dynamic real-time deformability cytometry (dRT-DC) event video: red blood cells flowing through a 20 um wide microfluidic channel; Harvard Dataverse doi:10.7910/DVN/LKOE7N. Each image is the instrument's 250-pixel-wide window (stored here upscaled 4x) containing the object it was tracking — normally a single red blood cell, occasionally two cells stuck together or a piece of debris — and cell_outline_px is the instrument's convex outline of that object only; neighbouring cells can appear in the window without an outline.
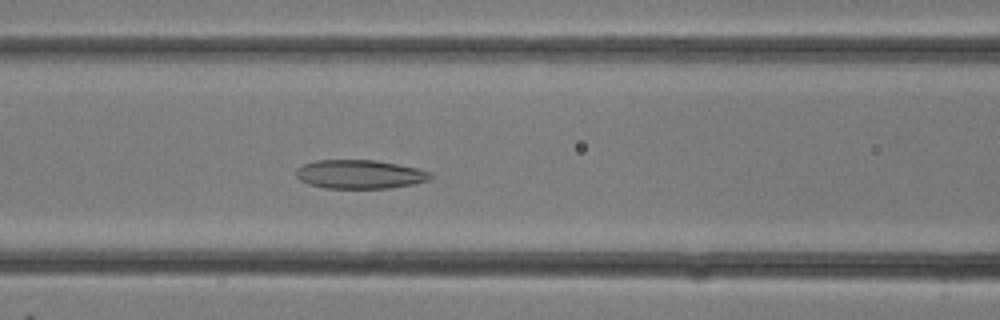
{"species": "common noctule bat (a hibernating species)", "species_latin": "Nyctalus noctula", "temperature_condition": "room temperature", "stored_images_in_passage": 8, "camera_frame_rate_fps": 3000, "um_per_image_px": 0.085, "animal": {"sex": "female"}, "frame": {"image": 1, "passage_image": 6, "time_ms": 1.667, "image_size_px": [1000, 320], "cell_outline_px": [[432, 176], [428, 180], [412, 184], [388, 188], [324, 188], [308, 184], [300, 180], [296, 176], [296, 168], [304, 164], [316, 160], [376, 160], [416, 168], [432, 172]], "centroid_in_image_um": [30.55, 14.81], "position_along_channel_um": 136.1, "area_um2": 22.48}}
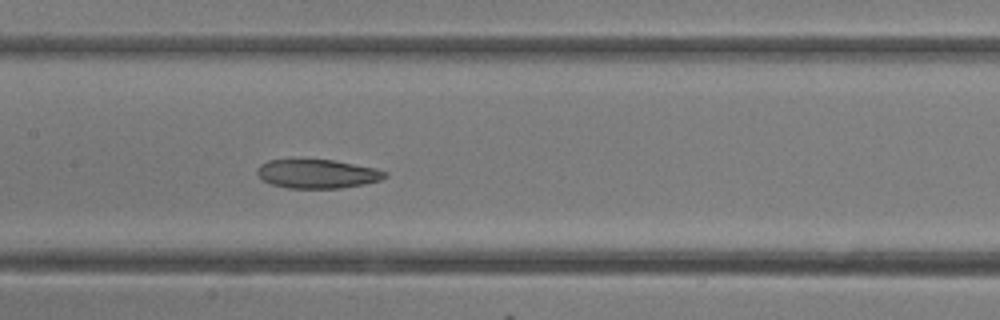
{"frame": {"image": 2, "passage_image": 8, "time_ms": 2.333, "image_size_px": [1000, 320], "cell_outline_px": [[388, 176], [380, 180], [364, 184], [340, 188], [288, 188], [272, 184], [264, 180], [256, 172], [256, 168], [260, 164], [268, 160], [332, 160], [376, 168], [388, 172]], "centroid_in_image_um": [26.99, 14.78], "position_along_channel_um": 180.4, "area_um2": 21.39}}